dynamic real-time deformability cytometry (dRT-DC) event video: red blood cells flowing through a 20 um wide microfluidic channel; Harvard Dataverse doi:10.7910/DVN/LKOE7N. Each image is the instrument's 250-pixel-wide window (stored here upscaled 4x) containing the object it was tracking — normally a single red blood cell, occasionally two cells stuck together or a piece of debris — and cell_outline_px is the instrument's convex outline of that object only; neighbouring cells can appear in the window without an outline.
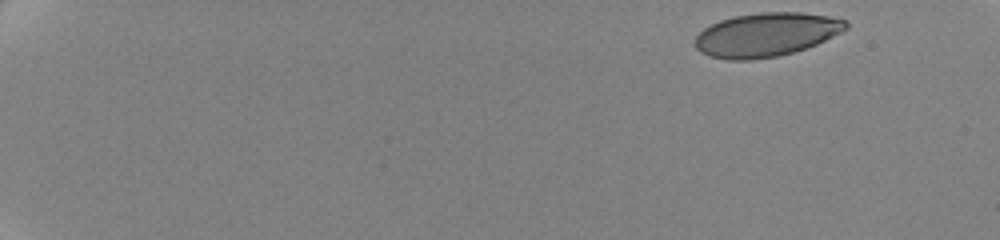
{"species": "human", "species_latin": "Homo sapiens", "temperature_condition": "cold", "stored_images_in_passage": 42, "camera_frame_rate_fps": 3000, "um_per_image_px": 0.085, "donor": {"sex": "female"}, "frame": {"image": 1, "passage_image": 1, "time_ms": 0.0, "image_size_px": [1000, 240], "cell_outline_px": [[848, 28], [816, 44], [792, 52], [776, 56], [752, 60], [728, 60], [708, 56], [700, 52], [696, 48], [696, 36], [704, 28], [720, 20], [736, 16], [760, 12], [800, 12], [828, 16], [848, 20]], "centroid_in_image_um": [65.12, 2.94], "position_along_channel_um": 19.9, "area_um2": 38.26}}
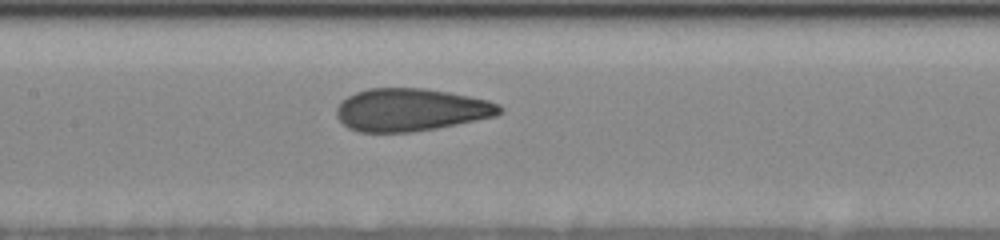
{"frame": {"image": 2, "passage_image": 20, "time_ms": 9.0, "image_size_px": [1000, 240], "cell_outline_px": [[504, 112], [496, 116], [436, 128], [408, 132], [360, 132], [348, 128], [336, 116], [336, 108], [348, 96], [356, 92], [368, 88], [424, 88], [448, 92], [488, 100], [500, 104], [504, 108]], "centroid_in_image_um": [34.94, 9.33], "position_along_channel_um": 172.5, "area_um2": 40.46}}
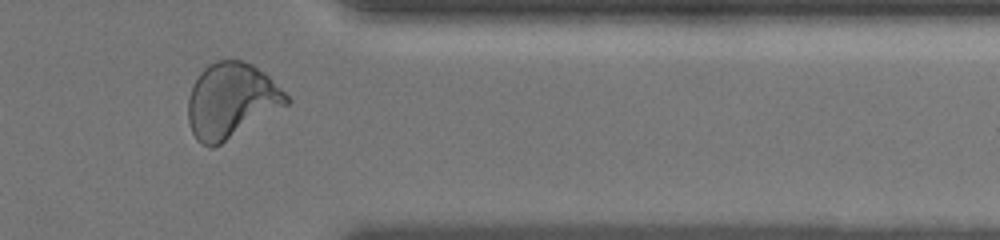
{"frame": {"image": 3, "passage_image": 35, "time_ms": 15.333, "image_size_px": [1000, 240], "cell_outline_px": [[292, 100], [288, 104], [220, 144], [212, 148], [208, 148], [200, 144], [196, 140], [192, 132], [188, 120], [188, 100], [192, 84], [200, 72], [208, 64], [216, 60], [240, 60], [252, 64], [264, 72]], "centroid_in_image_um": [19.62, 8.55], "position_along_channel_um": 391.8, "area_um2": 42.95}, "authors_computed_cell_mechanics": {"area_um2": 40.2866, "velocity_mm_per_s": 3.5115, "shape_relaxation_time_tau1_ms": 4.6288, "shape_relaxation_time_tau2_ms": 0.7972, "deformation_change_tau1": 0.1687, "deformation_change_tau2": 0.0703}}